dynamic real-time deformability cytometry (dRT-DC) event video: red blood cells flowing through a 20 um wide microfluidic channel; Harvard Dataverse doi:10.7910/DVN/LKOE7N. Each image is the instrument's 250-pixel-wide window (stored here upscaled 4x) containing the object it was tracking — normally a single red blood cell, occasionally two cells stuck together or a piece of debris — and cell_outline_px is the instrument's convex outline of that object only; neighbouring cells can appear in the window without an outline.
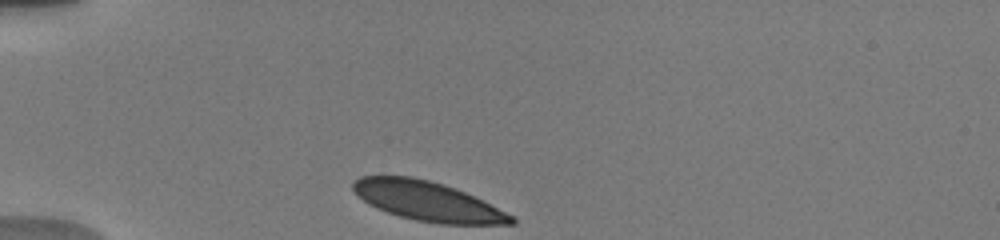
{"species": "human", "species_latin": "Homo sapiens", "temperature_condition": "warm", "stored_images_in_passage": 24, "camera_frame_rate_fps": 3000, "um_per_image_px": 0.085, "donor": {"sex": "male"}, "frame": {"image": 1, "passage_image": 1, "time_ms": 0.0, "image_size_px": [1000, 240], "cell_outline_px": [[516, 224], [440, 224], [416, 220], [400, 216], [376, 208], [368, 204], [352, 188], [352, 184], [360, 176], [412, 176], [444, 184], [464, 192], [512, 216], [516, 220]], "centroid_in_image_um": [36.31, 17.1], "position_along_channel_um": 48.7, "area_um2": 35.66}}
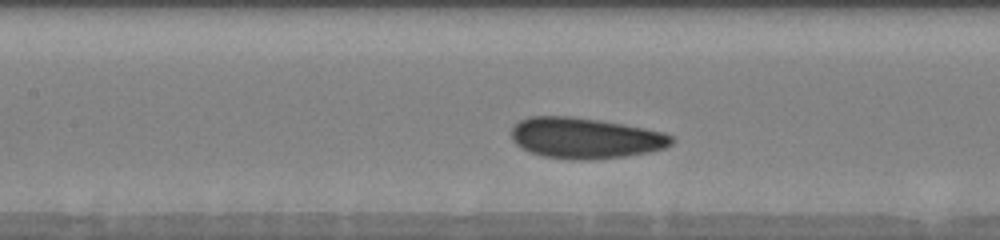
{"frame": {"image": 2, "passage_image": 11, "time_ms": 3.667, "image_size_px": [1000, 240], "cell_outline_px": [[676, 140], [672, 144], [664, 148], [648, 152], [628, 156], [592, 160], [568, 160], [544, 156], [528, 152], [520, 148], [512, 140], [512, 128], [520, 120], [528, 116], [568, 116], [600, 120], [644, 128], [664, 132], [672, 136]], "centroid_in_image_um": [49.74, 11.75], "position_along_channel_um": 157.7, "area_um2": 38.44}}
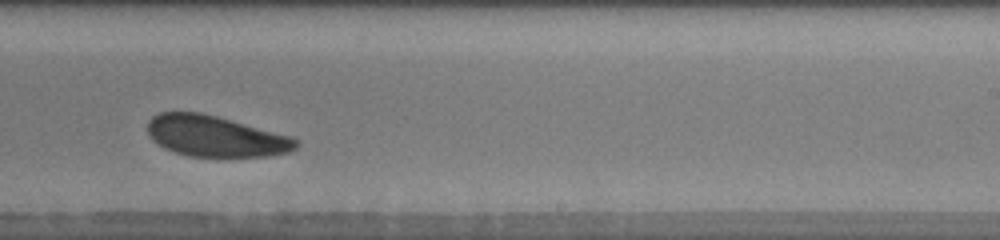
{"frame": {"image": 3, "passage_image": 19, "time_ms": 6.667, "image_size_px": [1000, 240], "cell_outline_px": [[296, 148], [288, 152], [268, 156], [216, 160], [188, 156], [164, 148], [156, 144], [152, 140], [148, 132], [148, 120], [152, 116], [160, 112], [200, 112], [216, 116], [292, 136], [296, 140]], "centroid_in_image_um": [18.29, 11.63], "position_along_channel_um": 270.7, "area_um2": 36.36}, "authors_computed_cell_mechanics": {"area_um2": 37.7723, "velocity_mm_per_s": 3.7782, "shape_relaxation_time_tau1_ms": 2.2534, "shape_relaxation_time_tau2_ms": null, "deformation_change_tau1": 0.0602, "deformation_change_tau2": null}}